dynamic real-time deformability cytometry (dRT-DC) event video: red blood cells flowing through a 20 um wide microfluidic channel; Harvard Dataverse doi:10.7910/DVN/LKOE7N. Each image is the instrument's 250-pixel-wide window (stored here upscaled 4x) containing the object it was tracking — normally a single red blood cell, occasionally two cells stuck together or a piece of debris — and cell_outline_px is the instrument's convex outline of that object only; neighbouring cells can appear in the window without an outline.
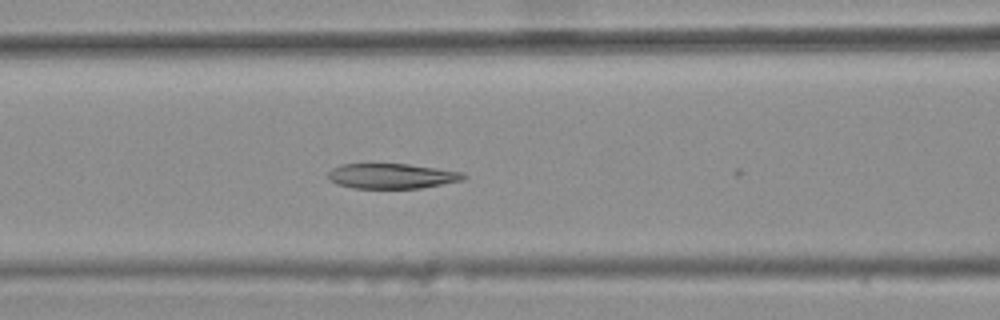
{"species": "common noctule bat (a hibernating species)", "species_latin": "Nyctalus noctula", "temperature_condition": "warm", "stored_images_in_passage": 23, "camera_frame_rate_fps": 3000, "um_per_image_px": 0.085, "animal": {"sex": "female", "body_mass_g": 25.1}, "frame": {"image": 1, "passage_image": 22, "time_ms": 7.0, "image_size_px": [1000, 320], "cell_outline_px": [[468, 176], [464, 180], [420, 188], [352, 188], [336, 184], [328, 180], [328, 172], [332, 168], [340, 164], [408, 164], [436, 168], [460, 172]], "centroid_in_image_um": [33.26, 14.96], "position_along_channel_um": 133.3, "area_um2": 19.83}}